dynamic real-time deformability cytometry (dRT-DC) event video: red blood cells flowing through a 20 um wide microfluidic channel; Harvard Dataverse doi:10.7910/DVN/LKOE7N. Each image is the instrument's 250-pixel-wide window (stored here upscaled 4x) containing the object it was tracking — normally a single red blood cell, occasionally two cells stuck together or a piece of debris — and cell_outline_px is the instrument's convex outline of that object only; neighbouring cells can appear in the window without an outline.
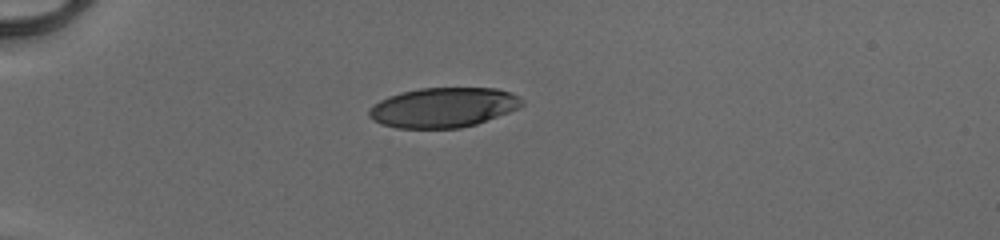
{"species": "human", "species_latin": "Homo sapiens", "temperature_condition": "cold", "stored_images_in_passage": 37, "camera_frame_rate_fps": 3000, "um_per_image_px": 0.085, "donor": {"sex": "male"}, "frame": {"image": 1, "passage_image": 1, "time_ms": 0.0, "image_size_px": [1000, 240], "cell_outline_px": [[524, 104], [520, 108], [476, 124], [460, 128], [396, 128], [380, 124], [372, 120], [368, 116], [368, 108], [372, 104], [388, 96], [400, 92], [420, 88], [496, 88], [508, 92], [524, 100]], "centroid_in_image_um": [37.64, 9.14], "position_along_channel_um": 47.4, "area_um2": 35.72}}
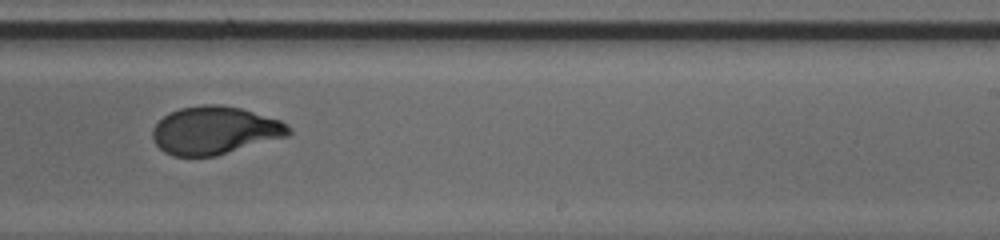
{"frame": {"image": 2, "passage_image": 20, "time_ms": 6.333, "image_size_px": [1000, 240], "cell_outline_px": [[292, 132], [288, 136], [216, 156], [172, 156], [164, 152], [156, 144], [152, 136], [152, 128], [168, 112], [180, 108], [204, 104], [220, 104], [240, 108], [280, 120], [288, 124], [292, 128]], "centroid_in_image_um": [18.26, 11.08], "position_along_channel_um": 270.7, "area_um2": 38.15}}
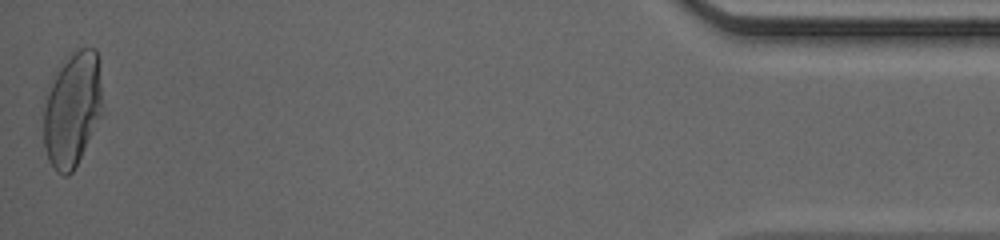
{"frame": {"image": 3, "passage_image": 37, "time_ms": 12.0, "image_size_px": [1000, 240], "cell_outline_px": [[100, 116], [72, 172], [68, 176], [64, 176], [56, 172], [48, 160], [44, 144], [44, 96], [64, 56], [80, 48], [96, 48], [100, 60]], "centroid_in_image_um": [6.11, 9.23], "position_along_channel_um": 429.1, "area_um2": 39.19}, "authors_computed_cell_mechanics": {"area_um2": 38.3214, "velocity_mm_per_s": 4.1406, "shape_relaxation_time_tau1_ms": 6.14, "shape_relaxation_time_tau2_ms": 0.6888, "deformation_change_tau1": 0.2394, "deformation_change_tau2": 0.0551}}